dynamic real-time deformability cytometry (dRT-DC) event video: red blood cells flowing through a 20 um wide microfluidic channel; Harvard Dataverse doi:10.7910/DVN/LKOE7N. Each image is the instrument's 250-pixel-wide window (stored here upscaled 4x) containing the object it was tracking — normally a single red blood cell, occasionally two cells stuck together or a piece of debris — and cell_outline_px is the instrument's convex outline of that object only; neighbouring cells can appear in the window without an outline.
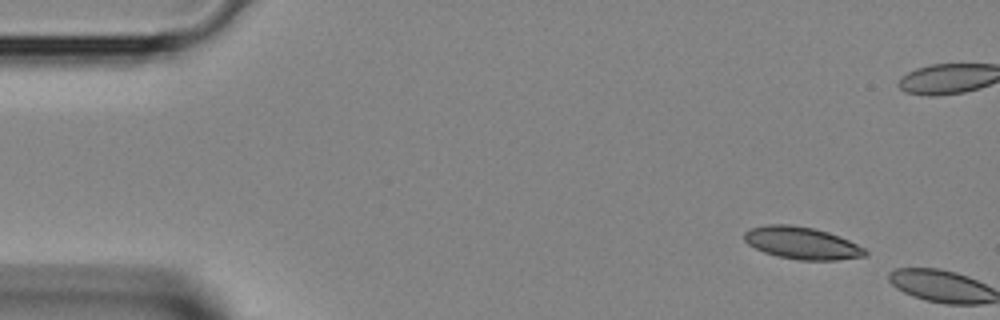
{"species": "Egyptian fruit bat (a non-hibernating species)", "species_latin": "Rousettus aegyptiacus", "temperature_condition": "room temperature", "stored_images_in_passage": 2, "camera_frame_rate_fps": 3000, "um_per_image_px": 0.085, "animal": {"sex": "female"}, "frame": {"image": 1, "passage_image": 1, "time_ms": 0.0, "image_size_px": [1000, 320], "cell_outline_px": [[868, 256], [836, 260], [800, 260], [776, 256], [764, 252], [748, 244], [744, 240], [744, 232], [748, 228], [764, 224], [792, 224], [816, 228], [840, 236], [864, 248], [868, 252]], "centroid_in_image_um": [68.14, 20.64], "position_along_channel_um": 16.9, "area_um2": 23.0}}